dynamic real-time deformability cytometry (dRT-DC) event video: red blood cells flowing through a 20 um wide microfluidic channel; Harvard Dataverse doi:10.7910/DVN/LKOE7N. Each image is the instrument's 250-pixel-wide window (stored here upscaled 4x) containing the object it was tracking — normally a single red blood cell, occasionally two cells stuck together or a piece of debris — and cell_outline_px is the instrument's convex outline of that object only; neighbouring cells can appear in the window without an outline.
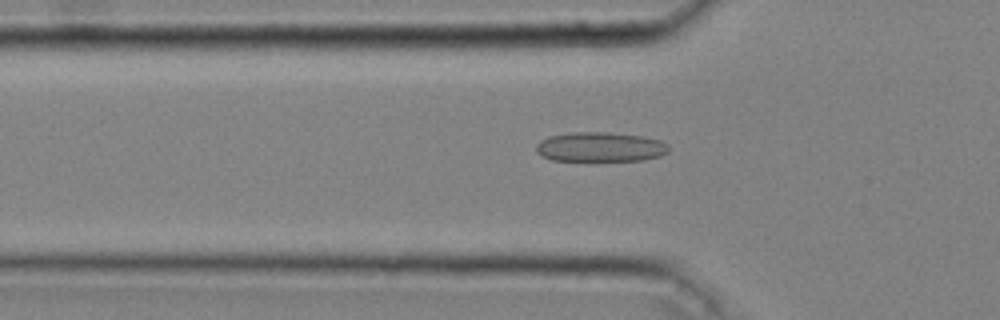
{"species": "common noctule bat (a hibernating species)", "species_latin": "Nyctalus noctula", "temperature_condition": "cold", "stored_images_in_passage": 42, "camera_frame_rate_fps": 3000, "um_per_image_px": 0.085, "animal": {"sex": "male", "body_mass_g": 20.4}, "frame": {"image": 1, "passage_image": 13, "time_ms": 4.0, "image_size_px": [1000, 320], "cell_outline_px": [[668, 152], [660, 156], [640, 160], [552, 160], [540, 156], [536, 152], [536, 144], [540, 140], [548, 136], [568, 132], [608, 132], [644, 136], [660, 140], [668, 144]], "centroid_in_image_um": [50.99, 12.48], "position_along_channel_um": 74.8, "area_um2": 23.0}}
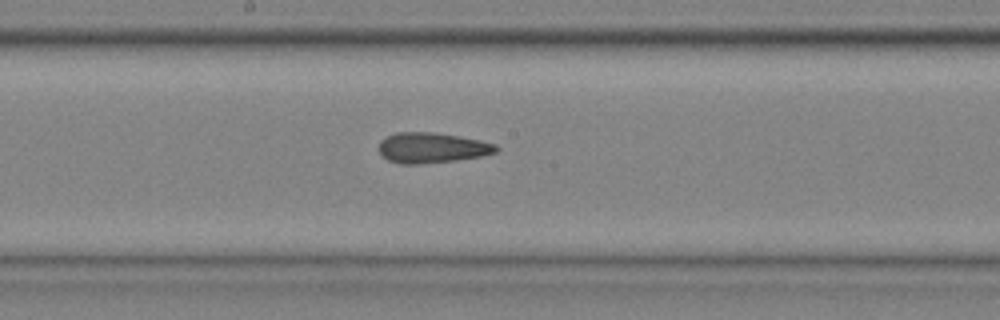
{"frame": {"image": 2, "passage_image": 23, "time_ms": 7.333, "image_size_px": [1000, 320], "cell_outline_px": [[500, 148], [496, 152], [480, 156], [456, 160], [420, 164], [400, 164], [388, 160], [380, 152], [380, 140], [396, 132], [432, 132], [480, 140], [496, 144]], "centroid_in_image_um": [36.72, 12.56], "position_along_channel_um": 211.5, "area_um2": 20.58}}
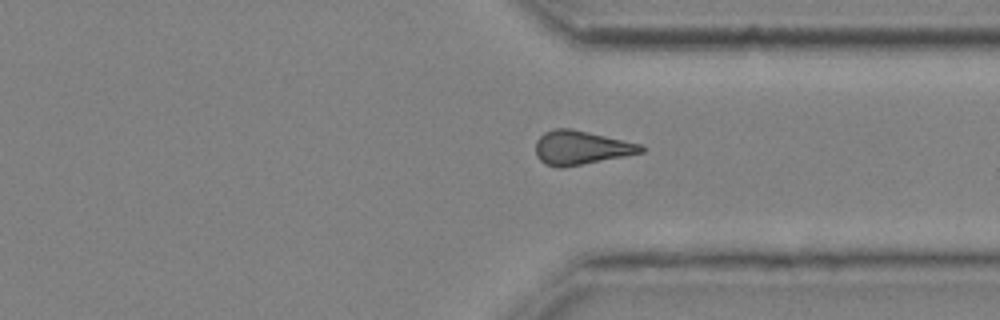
{"frame": {"image": 3, "passage_image": 34, "time_ms": 11.0, "image_size_px": [1000, 320], "cell_outline_px": [[648, 148], [644, 152], [624, 156], [560, 168], [556, 168], [544, 164], [536, 156], [536, 140], [544, 132], [552, 128], [572, 128], [644, 144]], "centroid_in_image_um": [49.41, 12.54], "position_along_channel_um": 362.0, "area_um2": 21.15}, "authors_computed_cell_mechanics": {"area_um2": 21.1548, "velocity_mm_per_s": 4.0922, "shape_relaxation_time_tau1_ms": 8.591, "shape_relaxation_time_tau2_ms": 2.5603, "deformation_change_tau1": 0.1534, "deformation_change_tau2": 0.1108}}